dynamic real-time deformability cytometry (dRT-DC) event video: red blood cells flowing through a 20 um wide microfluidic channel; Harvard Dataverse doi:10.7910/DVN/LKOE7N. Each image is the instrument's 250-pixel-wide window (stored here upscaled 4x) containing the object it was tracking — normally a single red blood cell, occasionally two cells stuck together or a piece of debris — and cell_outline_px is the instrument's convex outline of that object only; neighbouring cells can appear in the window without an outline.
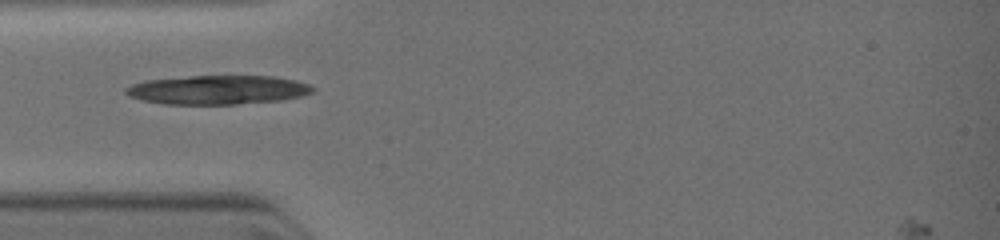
{"species": "common noctule bat (a hibernating species)", "species_latin": "Nyctalus noctula", "temperature_condition": "warm", "stored_images_in_passage": 5, "camera_frame_rate_fps": 3000, "um_per_image_px": 0.085, "animal": {"sex": "female", "body_mass_g": 19.0, "forearm_length_mm": 51.5}, "frame": {"image": 1, "passage_image": 1, "time_ms": 0.0, "image_size_px": [1000, 240], "cell_outline_px": [[316, 88], [312, 92], [300, 96], [280, 100], [236, 104], [164, 104], [140, 100], [128, 96], [124, 92], [124, 88], [132, 84], [148, 80], [188, 76], [276, 76], [296, 80], [308, 84]], "centroid_in_image_um": [18.49, 7.63], "position_along_channel_um": 66.5, "area_um2": 31.67}}
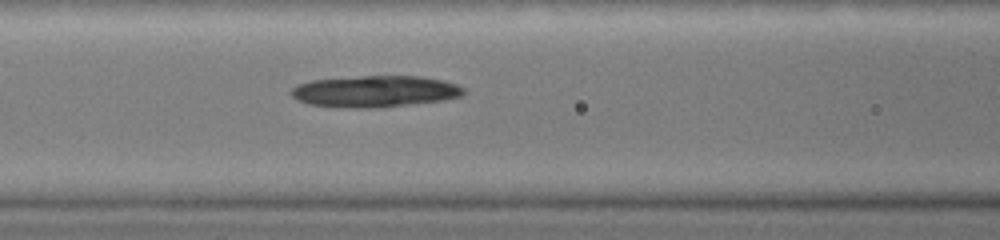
{"frame": {"image": 2, "passage_image": 5, "time_ms": 1.333, "image_size_px": [1000, 240], "cell_outline_px": [[468, 92], [460, 96], [444, 100], [408, 104], [368, 108], [356, 108], [308, 104], [296, 100], [288, 92], [296, 84], [312, 80], [360, 76], [420, 76], [444, 80], [456, 84], [464, 88]], "centroid_in_image_um": [31.86, 7.75], "position_along_channel_um": 134.7, "area_um2": 31.67}}